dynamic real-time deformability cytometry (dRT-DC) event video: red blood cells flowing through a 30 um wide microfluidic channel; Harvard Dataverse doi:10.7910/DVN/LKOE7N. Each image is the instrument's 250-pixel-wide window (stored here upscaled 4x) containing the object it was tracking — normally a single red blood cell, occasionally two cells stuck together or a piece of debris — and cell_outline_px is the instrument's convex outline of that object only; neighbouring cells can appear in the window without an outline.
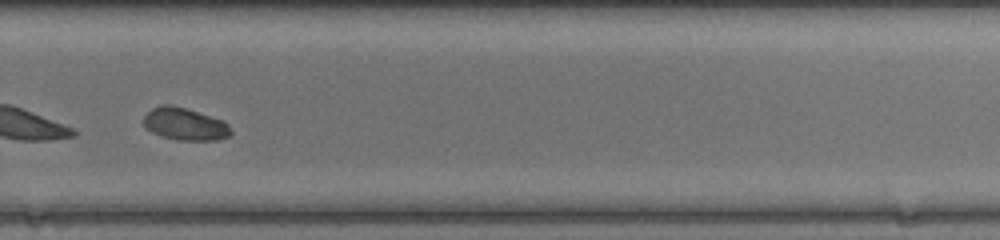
{"species": "common noctule bat (a hibernating species)", "species_latin": "Nyctalus noctula", "temperature_condition": "room temperature", "stored_images_in_passage": 41, "segment_of_instrument_passage": [2, 2], "camera_frame_rate_fps": 3000, "um_per_image_px": 0.085, "animal": {"sex": "female", "body_mass_g": 20.0, "forearm_length_mm": 54.0}, "frame": {"image": 1, "passage_image": 27, "time_ms": 8.667, "image_size_px": [1000, 240], "cell_outline_px": [[232, 132], [228, 136], [220, 140], [176, 140], [160, 136], [144, 128], [144, 116], [152, 108], [160, 104], [168, 104], [184, 108], [224, 120], [228, 124]], "centroid_in_image_um": [15.7, 10.55], "position_along_channel_um": 314.1, "area_um2": 16.53}}
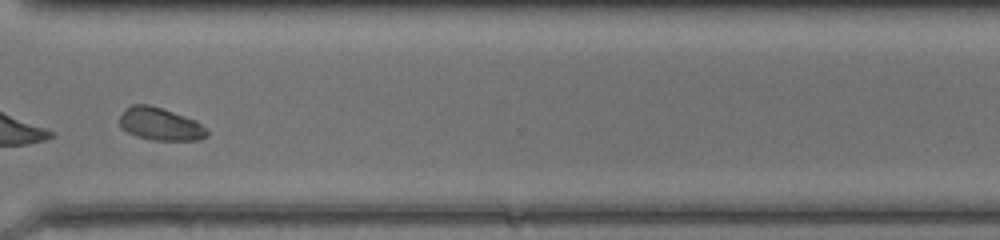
{"frame": {"image": 2, "passage_image": 30, "time_ms": 9.667, "image_size_px": [1000, 240], "cell_outline_px": [[208, 136], [200, 140], [156, 140], [136, 136], [120, 128], [120, 116], [132, 104], [148, 104], [196, 120], [208, 128]], "centroid_in_image_um": [13.66, 10.56], "position_along_channel_um": 356.9, "area_um2": 16.53}}